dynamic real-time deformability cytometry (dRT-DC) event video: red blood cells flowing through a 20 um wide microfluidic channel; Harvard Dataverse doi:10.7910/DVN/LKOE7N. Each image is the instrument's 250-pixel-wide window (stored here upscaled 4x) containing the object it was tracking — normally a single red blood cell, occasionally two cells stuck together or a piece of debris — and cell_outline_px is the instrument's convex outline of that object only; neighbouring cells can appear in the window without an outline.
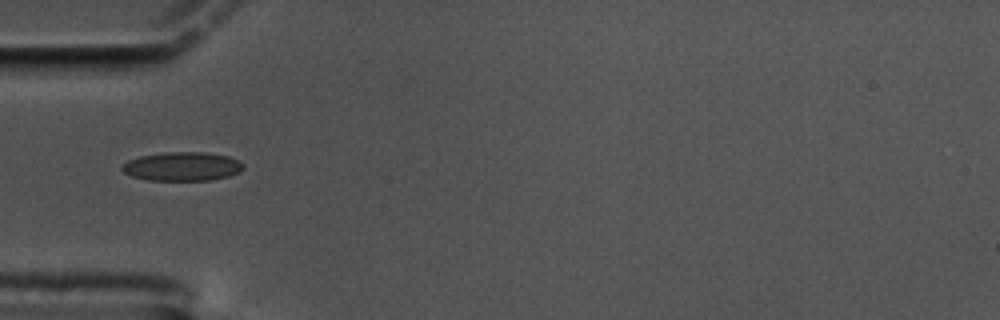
{"species": "common noctule bat (a hibernating species)", "species_latin": "Nyctalus noctula", "temperature_condition": "cold", "stored_images_in_passage": 36, "camera_frame_rate_fps": 3000, "um_per_image_px": 0.085, "animal": {"sex": "male", "body_mass_g": 17.5, "forearm_length_mm": 52.3}, "frame": {"image": 1, "passage_image": 1, "time_ms": 0.0, "image_size_px": [1000, 320], "cell_outline_px": [[244, 168], [240, 172], [228, 176], [208, 180], [148, 180], [132, 176], [124, 172], [120, 168], [128, 160], [140, 156], [164, 152], [204, 152], [228, 156], [240, 160], [244, 164]], "centroid_in_image_um": [15.51, 14.14], "position_along_channel_um": 69.5, "area_um2": 20.4}}
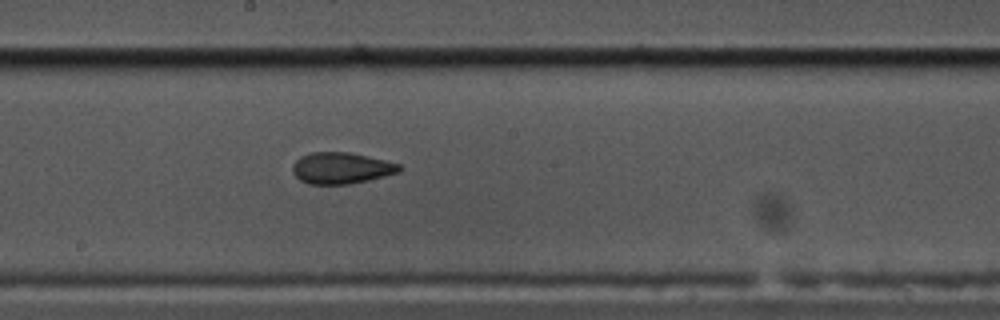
{"frame": {"image": 2, "passage_image": 14, "time_ms": 4.333, "image_size_px": [1000, 320], "cell_outline_px": [[400, 172], [368, 180], [348, 184], [308, 184], [300, 180], [292, 172], [292, 164], [300, 156], [312, 152], [348, 152], [384, 160], [400, 164]], "centroid_in_image_um": [28.97, 14.29], "position_along_channel_um": 219.2, "area_um2": 19.42}}
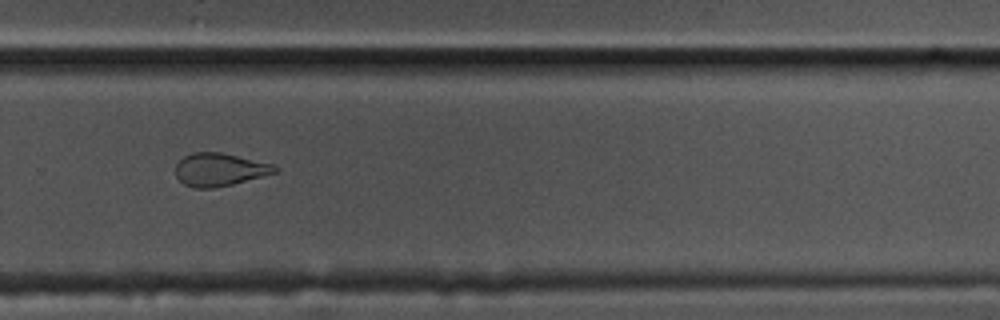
{"frame": {"image": 3, "passage_image": 22, "time_ms": 7.0, "image_size_px": [1000, 320], "cell_outline_px": [[280, 168], [276, 172], [264, 176], [216, 188], [192, 188], [184, 184], [176, 176], [176, 164], [184, 156], [192, 152], [220, 152], [272, 164]], "centroid_in_image_um": [18.65, 14.42], "position_along_channel_um": 311.2, "area_um2": 19.02}, "authors_computed_cell_mechanics": {"area_um2": 19.652, "velocity_mm_per_s": 3.4524, "shape_relaxation_time_tau1_ms": 4.9177, "shape_relaxation_time_tau2_ms": 2.6832, "deformation_change_tau1": 0.1546, "deformation_change_tau2": 0.0967}}